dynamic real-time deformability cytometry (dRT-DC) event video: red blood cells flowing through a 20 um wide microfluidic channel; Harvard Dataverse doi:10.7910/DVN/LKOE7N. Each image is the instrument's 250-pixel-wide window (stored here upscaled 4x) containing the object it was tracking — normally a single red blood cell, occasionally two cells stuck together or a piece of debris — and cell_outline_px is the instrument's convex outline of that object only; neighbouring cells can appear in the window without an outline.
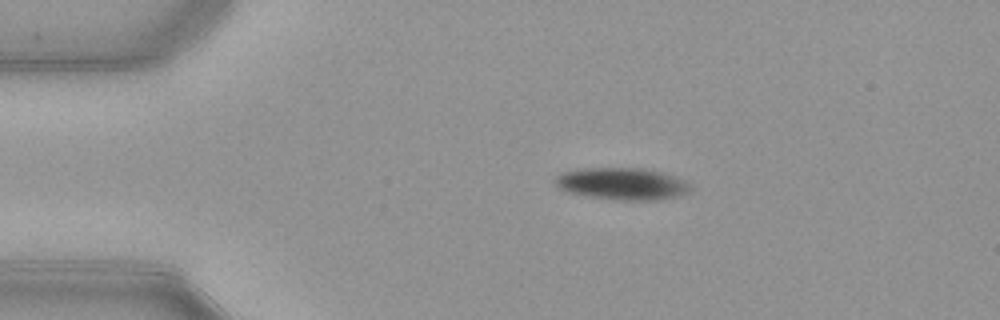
{"species": "common noctule bat (a hibernating species)", "species_latin": "Nyctalus noctula", "temperature_condition": "warm", "stored_images_in_passage": 43, "camera_frame_rate_fps": 3000, "um_per_image_px": 0.085, "animal": {"sex": "female", "body_mass_g": 21.9}, "frame": {"image": 1, "passage_image": 1, "time_ms": 0.0, "image_size_px": [1000, 320], "cell_outline_px": [[696, 188], [692, 192], [680, 196], [660, 200], [624, 200], [588, 196], [568, 192], [556, 188], [552, 180], [560, 172], [580, 168], [644, 168], [676, 176], [688, 180]], "centroid_in_image_um": [52.94, 15.62], "position_along_channel_um": 32.1, "area_um2": 26.01}}
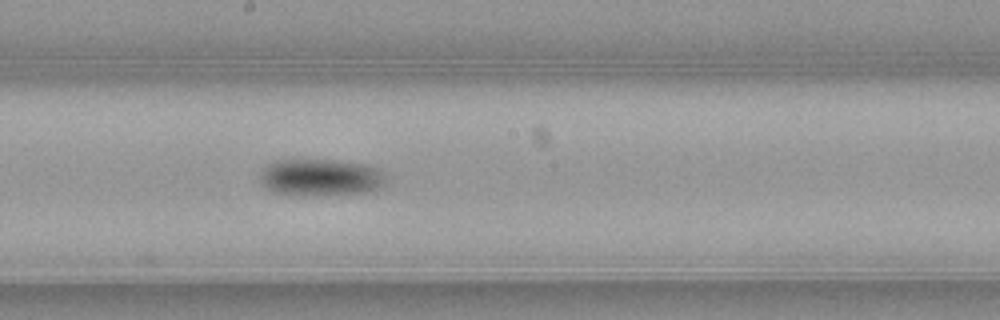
{"frame": {"image": 2, "passage_image": 19, "time_ms": 6.0, "image_size_px": [1000, 320], "cell_outline_px": [[388, 180], [380, 188], [364, 192], [304, 196], [272, 192], [260, 184], [260, 172], [268, 164], [276, 160], [332, 160], [368, 164], [384, 172]], "centroid_in_image_um": [27.25, 15.08], "position_along_channel_um": 221.0, "area_um2": 27.4}}
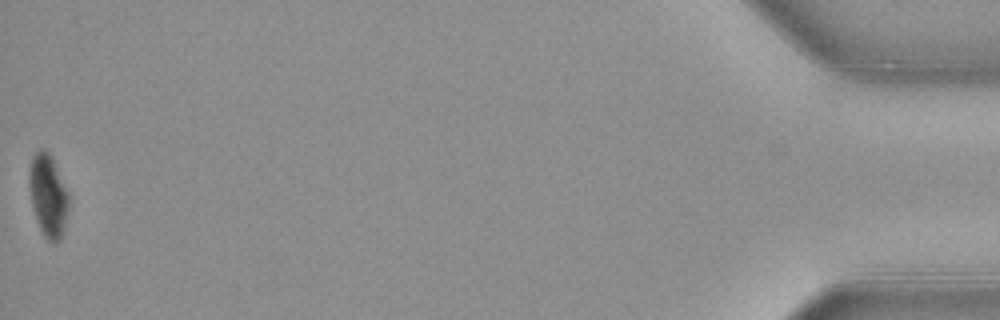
{"frame": {"image": 3, "passage_image": 43, "time_ms": 14.0, "image_size_px": [1000, 320], "cell_outline_px": [[68, 208], [60, 240], [56, 244], [48, 240], [44, 236], [36, 220], [32, 204], [28, 184], [28, 172], [32, 156], [40, 148], [44, 148], [52, 156], [68, 192]], "centroid_in_image_um": [4.07, 16.58], "position_along_channel_um": 431.1, "area_um2": 19.02}, "authors_computed_cell_mechanics": {"area_um2": 25.7788, "velocity_mm_per_s": 3.928, "shape_relaxation_time_tau1_ms": 1.5362, "shape_relaxation_time_tau2_ms": null, "deformation_change_tau1": 0.082, "deformation_change_tau2": null}}